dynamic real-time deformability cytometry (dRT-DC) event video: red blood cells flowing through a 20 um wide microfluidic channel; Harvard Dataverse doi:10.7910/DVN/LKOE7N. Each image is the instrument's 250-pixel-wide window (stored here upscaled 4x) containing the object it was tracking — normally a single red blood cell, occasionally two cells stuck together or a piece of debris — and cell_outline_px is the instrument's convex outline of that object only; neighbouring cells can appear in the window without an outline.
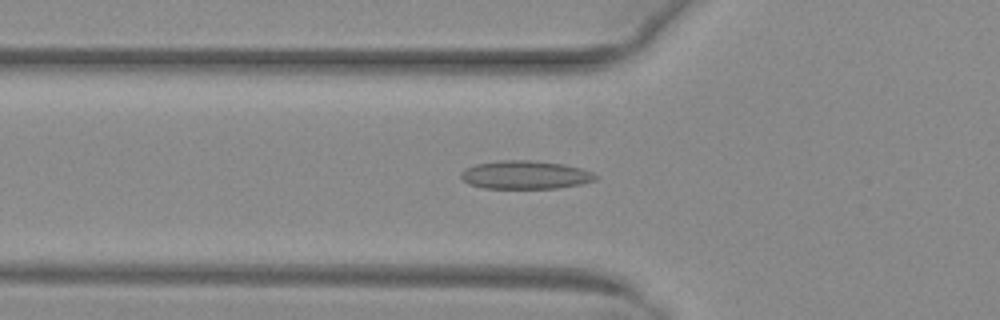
{"species": "common noctule bat (a hibernating species)", "species_latin": "Nyctalus noctula", "temperature_condition": "warm", "stored_images_in_passage": 52, "camera_frame_rate_fps": 3000, "um_per_image_px": 0.085, "animal": {"sex": "female", "body_mass_g": 29.2, "forearm_length_mm": 56.3}, "frame": {"image": 1, "passage_image": 19, "time_ms": 6.0, "image_size_px": [1000, 320], "cell_outline_px": [[600, 176], [596, 180], [580, 184], [556, 188], [484, 188], [468, 184], [460, 176], [460, 172], [464, 168], [476, 164], [500, 160], [532, 160], [564, 164], [580, 168], [592, 172]], "centroid_in_image_um": [44.64, 14.86], "position_along_channel_um": 81.2, "area_um2": 22.31}}
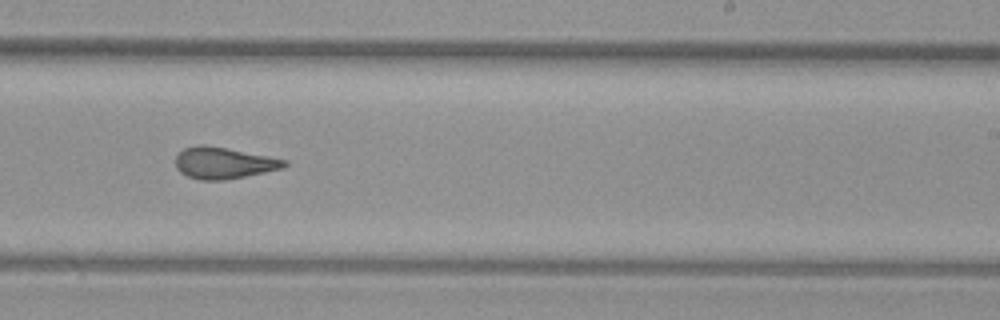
{"frame": {"image": 2, "passage_image": 33, "time_ms": 10.667, "image_size_px": [1000, 320], "cell_outline_px": [[288, 164], [280, 168], [264, 172], [224, 180], [200, 180], [188, 176], [180, 172], [176, 168], [176, 156], [184, 148], [196, 144], [204, 144], [268, 156], [288, 160]], "centroid_in_image_um": [18.97, 13.84], "position_along_channel_um": 270.0, "area_um2": 19.77}}
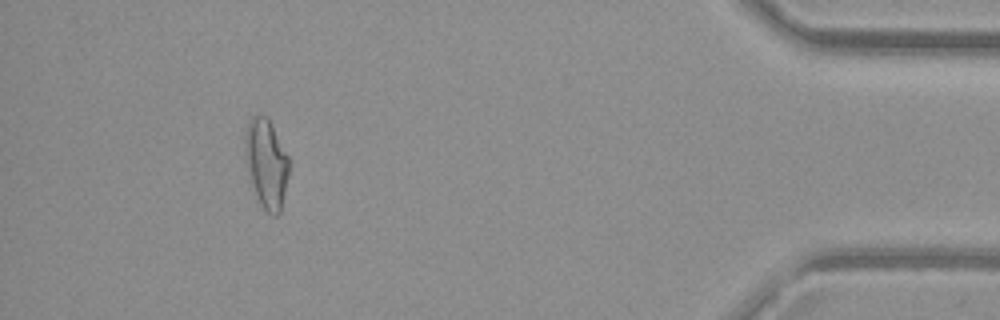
{"frame": {"image": 3, "passage_image": 48, "time_ms": 15.667, "image_size_px": [1000, 320], "cell_outline_px": [[288, 176], [280, 212], [276, 216], [272, 216], [260, 204], [256, 196], [248, 172], [244, 140], [244, 136], [248, 120], [252, 116], [264, 116], [272, 124], [288, 156]], "centroid_in_image_um": [22.63, 13.89], "position_along_channel_um": 412.6, "area_um2": 22.48}, "authors_computed_cell_mechanics": {"area_um2": 21.3282, "velocity_mm_per_s": 4.0392, "shape_relaxation_time_tau1_ms": null, "shape_relaxation_time_tau2_ms": 2.0009, "deformation_change_tau1": null, "deformation_change_tau2": 0.0933}}